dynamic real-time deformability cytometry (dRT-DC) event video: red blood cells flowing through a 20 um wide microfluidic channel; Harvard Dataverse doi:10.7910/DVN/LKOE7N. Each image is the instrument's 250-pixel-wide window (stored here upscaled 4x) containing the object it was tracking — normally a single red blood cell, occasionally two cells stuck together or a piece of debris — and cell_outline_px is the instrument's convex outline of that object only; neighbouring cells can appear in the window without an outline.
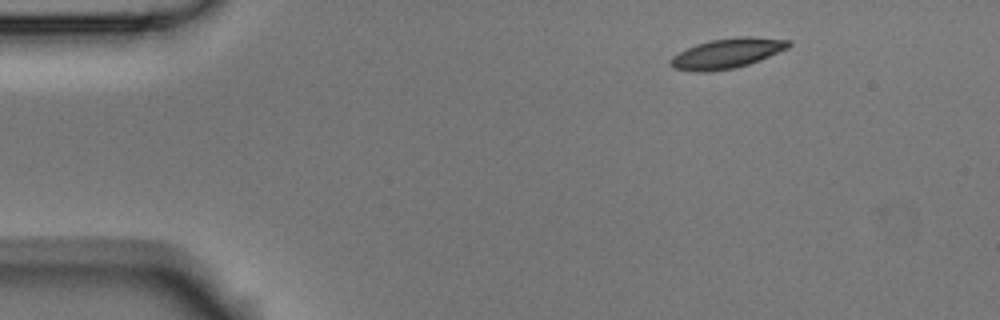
{"species": "Egyptian fruit bat (a non-hibernating species)", "species_latin": "Rousettus aegyptiacus", "temperature_condition": "room temperature", "stored_images_in_passage": 4, "camera_frame_rate_fps": 3000, "um_per_image_px": 0.085, "animal": {"sex": "male"}, "frame": {"image": 1, "passage_image": 1, "time_ms": 0.0, "image_size_px": [1000, 320], "cell_outline_px": [[792, 44], [788, 48], [760, 60], [736, 68], [708, 72], [696, 72], [672, 68], [668, 64], [668, 60], [672, 56], [696, 44], [712, 40], [736, 36], [748, 36], [792, 40]], "centroid_in_image_um": [61.79, 4.54], "position_along_channel_um": 23.2, "area_um2": 20.81}}
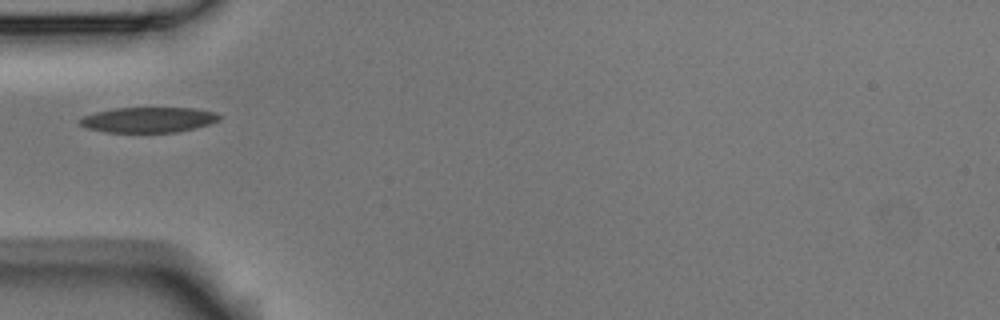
{"frame": {"image": 2, "passage_image": 4, "time_ms": 1.0, "image_size_px": [1000, 320], "cell_outline_px": [[220, 120], [196, 128], [176, 132], [104, 132], [88, 128], [80, 124], [76, 120], [84, 116], [96, 112], [112, 108], [196, 108], [216, 112], [220, 116]], "centroid_in_image_um": [12.61, 10.18], "position_along_channel_um": 72.4, "area_um2": 20.63}}